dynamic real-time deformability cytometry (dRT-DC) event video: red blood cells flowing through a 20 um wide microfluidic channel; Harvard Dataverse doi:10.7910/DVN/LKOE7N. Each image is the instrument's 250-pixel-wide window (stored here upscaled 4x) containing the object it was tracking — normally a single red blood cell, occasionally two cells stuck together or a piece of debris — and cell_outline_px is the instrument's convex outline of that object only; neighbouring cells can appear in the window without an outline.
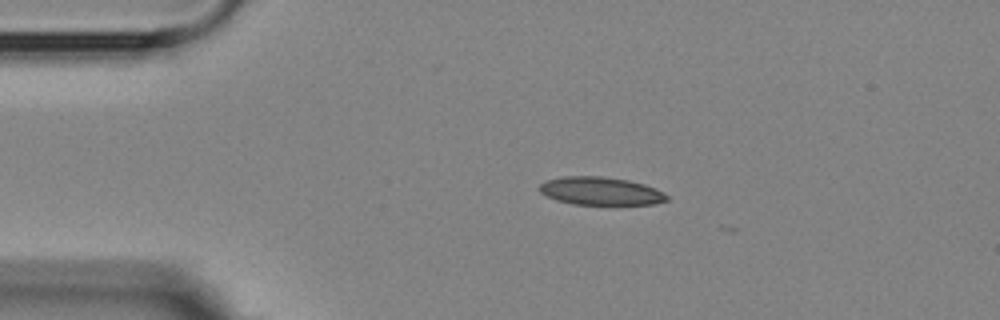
{"species": "Egyptian fruit bat (a non-hibernating species)", "species_latin": "Rousettus aegyptiacus", "temperature_condition": "room temperature", "stored_images_in_passage": 5, "camera_frame_rate_fps": 3000, "um_per_image_px": 0.085, "animal": {"sex": "female"}, "frame": {"image": 1, "passage_image": 3, "time_ms": 2.333, "image_size_px": [1000, 320], "cell_outline_px": [[668, 200], [656, 204], [572, 204], [556, 200], [540, 192], [540, 184], [548, 180], [564, 176], [600, 176], [628, 180], [644, 184], [664, 192], [668, 196]], "centroid_in_image_um": [51.07, 16.24], "position_along_channel_um": 33.9, "area_um2": 20.63}}